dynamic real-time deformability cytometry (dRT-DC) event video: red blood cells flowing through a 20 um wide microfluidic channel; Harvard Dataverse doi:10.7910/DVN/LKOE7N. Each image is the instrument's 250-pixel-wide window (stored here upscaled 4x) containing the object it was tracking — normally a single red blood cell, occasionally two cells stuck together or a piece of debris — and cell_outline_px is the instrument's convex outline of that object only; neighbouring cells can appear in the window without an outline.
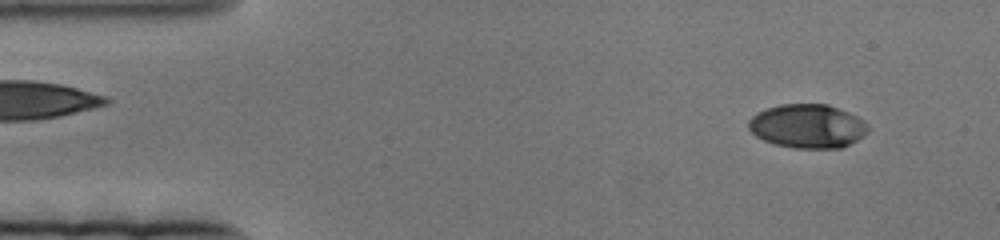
{"species": "human", "species_latin": "Homo sapiens", "temperature_condition": "cold", "stored_images_in_passage": 80, "camera_frame_rate_fps": 3000, "um_per_image_px": 0.085, "donor": {"sex": "female"}, "frame": {"image": 1, "passage_image": 6, "time_ms": 1.667, "image_size_px": [1000, 240], "cell_outline_px": [[868, 132], [864, 136], [840, 148], [796, 148], [776, 144], [764, 140], [756, 136], [748, 128], [748, 120], [756, 112], [764, 108], [780, 104], [828, 104], [848, 112], [864, 120], [868, 124]], "centroid_in_image_um": [68.63, 10.71], "position_along_channel_um": 16.4, "area_um2": 30.63}}
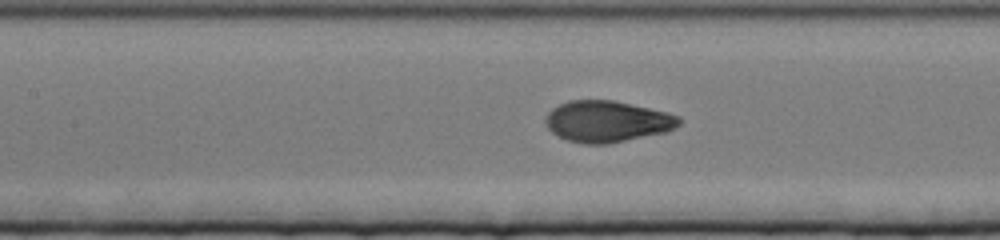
{"frame": {"image": 2, "passage_image": 34, "time_ms": 11.0, "image_size_px": [1000, 240], "cell_outline_px": [[680, 124], [676, 128], [668, 132], [608, 144], [584, 144], [568, 140], [552, 132], [548, 128], [544, 120], [548, 112], [552, 108], [568, 100], [612, 100], [668, 112], [680, 116]], "centroid_in_image_um": [51.63, 10.32], "position_along_channel_um": 155.8, "area_um2": 32.31}}
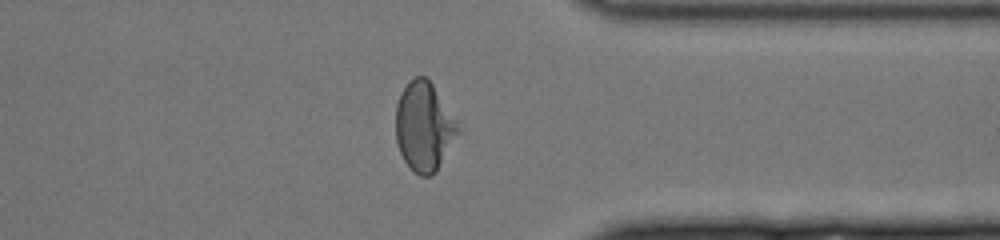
{"frame": {"image": 3, "passage_image": 62, "time_ms": 20.333, "image_size_px": [1000, 240], "cell_outline_px": [[464, 128], [436, 172], [432, 176], [420, 176], [404, 160], [400, 152], [396, 140], [396, 104], [400, 92], [408, 80], [416, 76], [424, 76], [432, 84], [460, 120]], "centroid_in_image_um": [36.11, 10.74], "position_along_channel_um": 375.3, "area_um2": 33.23}}